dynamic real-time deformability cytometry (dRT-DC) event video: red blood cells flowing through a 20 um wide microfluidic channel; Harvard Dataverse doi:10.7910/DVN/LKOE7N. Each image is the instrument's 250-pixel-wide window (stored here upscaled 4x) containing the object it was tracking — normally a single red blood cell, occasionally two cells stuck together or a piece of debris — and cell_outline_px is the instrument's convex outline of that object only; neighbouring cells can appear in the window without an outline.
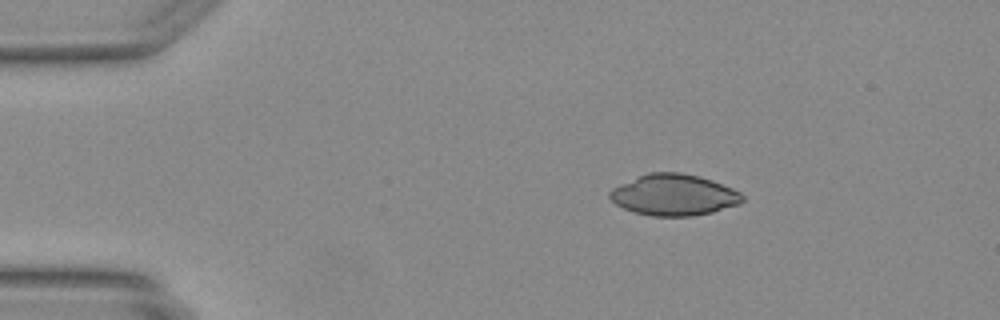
{"species": "Egyptian fruit bat (a non-hibernating species)", "species_latin": "Rousettus aegyptiacus", "temperature_condition": "warm", "stored_images_in_passage": 21, "camera_frame_rate_fps": 3000, "um_per_image_px": 0.085, "animal": {"sex": "female"}, "frame": {"image": 1, "passage_image": 1, "time_ms": 0.0, "image_size_px": [1000, 320], "cell_outline_px": [[744, 200], [740, 204], [712, 212], [692, 216], [652, 216], [636, 212], [624, 208], [616, 204], [608, 196], [608, 192], [612, 188], [648, 172], [680, 172], [700, 176], [712, 180], [732, 188], [740, 192], [744, 196]], "centroid_in_image_um": [57.3, 16.56], "position_along_channel_um": 27.7, "area_um2": 31.85}}